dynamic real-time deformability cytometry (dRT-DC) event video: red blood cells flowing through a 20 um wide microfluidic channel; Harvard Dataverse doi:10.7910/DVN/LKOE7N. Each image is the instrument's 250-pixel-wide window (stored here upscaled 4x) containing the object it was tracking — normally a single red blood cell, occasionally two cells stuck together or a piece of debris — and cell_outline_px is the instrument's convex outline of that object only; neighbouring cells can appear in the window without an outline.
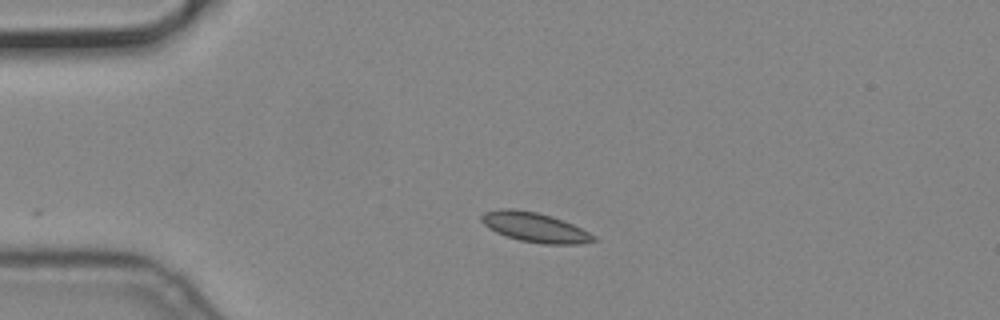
{"species": "common noctule bat (a hibernating species)", "species_latin": "Nyctalus noctula", "temperature_condition": "cold", "stored_images_in_passage": 22, "camera_frame_rate_fps": 3000, "um_per_image_px": 0.085, "animal": {"sex": "male", "body_mass_g": 19.2, "forearm_length_mm": 51.8}, "frame": {"image": 1, "passage_image": 1, "time_ms": 0.0, "image_size_px": [1000, 320], "cell_outline_px": [[596, 240], [580, 244], [544, 244], [520, 240], [496, 232], [488, 228], [480, 220], [480, 216], [484, 212], [500, 208], [512, 208], [536, 212], [552, 216], [572, 224], [596, 236]], "centroid_in_image_um": [45.43, 19.31], "position_along_channel_um": 39.6, "area_um2": 19.25}}
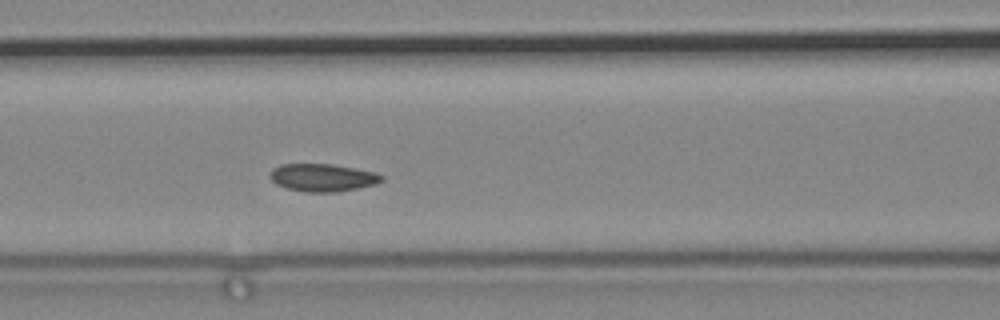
{"frame": {"image": 2, "passage_image": 12, "time_ms": 3.667, "image_size_px": [1000, 320], "cell_outline_px": [[384, 180], [376, 184], [336, 192], [308, 192], [288, 188], [276, 184], [268, 176], [272, 168], [280, 164], [332, 164], [356, 168], [376, 172], [384, 176]], "centroid_in_image_um": [27.43, 15.08], "position_along_channel_um": 139.2, "area_um2": 18.09}}
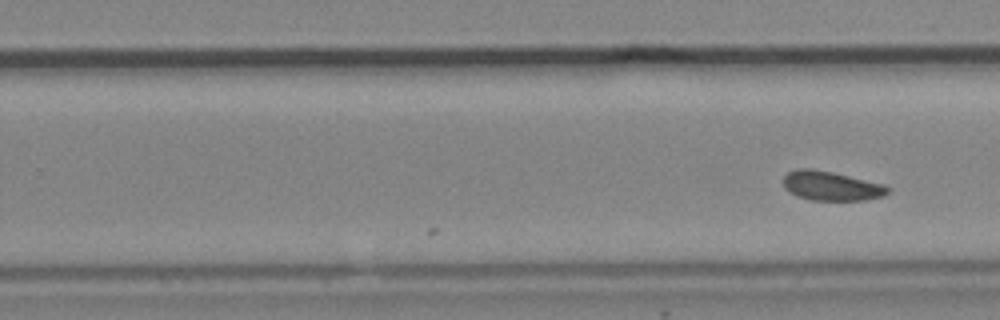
{"frame": {"image": 3, "passage_image": 22, "time_ms": 7.0, "image_size_px": [1000, 320], "cell_outline_px": [[892, 188], [884, 196], [868, 200], [812, 200], [800, 196], [784, 188], [784, 176], [788, 172], [796, 168], [812, 168], [832, 172], [884, 184]], "centroid_in_image_um": [70.7, 15.79], "position_along_channel_um": 259.1, "area_um2": 17.8}}